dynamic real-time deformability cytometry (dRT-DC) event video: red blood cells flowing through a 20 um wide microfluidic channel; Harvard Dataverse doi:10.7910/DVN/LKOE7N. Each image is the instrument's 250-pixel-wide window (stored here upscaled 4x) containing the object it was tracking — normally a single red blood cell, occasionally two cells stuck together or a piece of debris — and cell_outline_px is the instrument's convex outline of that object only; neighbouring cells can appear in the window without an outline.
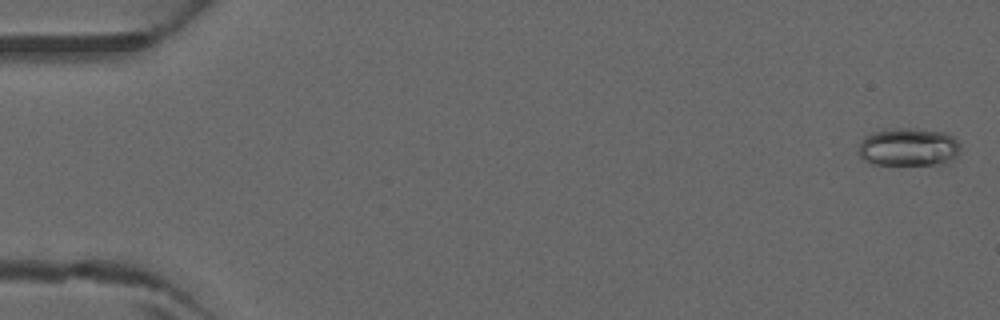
{"species": "common noctule bat (a hibernating species)", "species_latin": "Nyctalus noctula", "temperature_condition": "warm", "stored_images_in_passage": 47, "camera_frame_rate_fps": 3000, "um_per_image_px": 0.085, "animal": {"sex": "male", "forearm_length_mm": 52.5}, "frame": {"image": 1, "passage_image": 2, "time_ms": 0.333, "image_size_px": [1000, 320], "cell_outline_px": [[960, 148], [956, 156], [948, 164], [872, 164], [864, 160], [860, 156], [860, 144], [864, 136], [872, 132], [912, 128], [944, 132], [952, 136], [960, 144]], "centroid_in_image_um": [77.26, 12.52], "position_along_channel_um": 7.7, "area_um2": 22.37}}
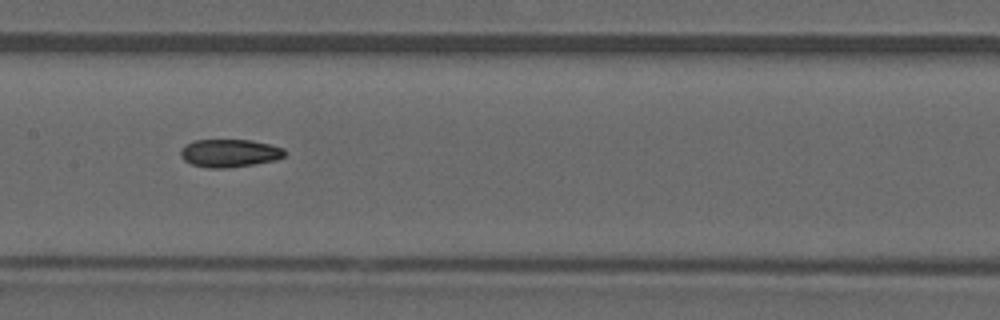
{"frame": {"image": 2, "passage_image": 24, "time_ms": 7.667, "image_size_px": [1000, 320], "cell_outline_px": [[288, 152], [284, 156], [276, 160], [228, 168], [208, 168], [192, 164], [184, 160], [180, 156], [180, 152], [184, 144], [196, 140], [252, 140], [284, 148]], "centroid_in_image_um": [19.51, 13.01], "position_along_channel_um": 187.9, "area_um2": 16.99}}
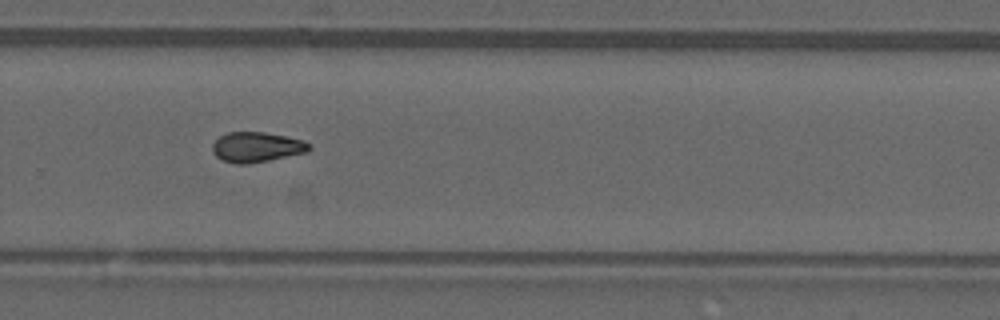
{"frame": {"image": 3, "passage_image": 32, "time_ms": 10.333, "image_size_px": [1000, 320], "cell_outline_px": [[312, 148], [308, 152], [248, 164], [236, 164], [224, 160], [216, 156], [212, 152], [212, 144], [220, 136], [228, 132], [264, 132], [304, 140]], "centroid_in_image_um": [21.81, 12.5], "position_along_channel_um": 308.0, "area_um2": 16.88}}